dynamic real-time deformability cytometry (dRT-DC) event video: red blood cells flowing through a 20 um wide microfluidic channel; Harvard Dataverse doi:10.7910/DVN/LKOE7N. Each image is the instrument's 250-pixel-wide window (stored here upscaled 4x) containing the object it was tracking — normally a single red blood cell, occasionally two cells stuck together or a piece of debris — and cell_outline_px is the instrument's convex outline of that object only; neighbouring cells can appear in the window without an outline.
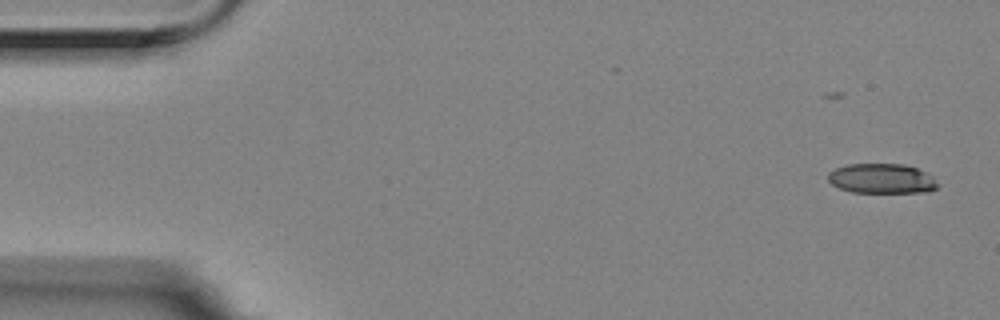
{"species": "Egyptian fruit bat (a non-hibernating species)", "species_latin": "Rousettus aegyptiacus", "temperature_condition": "room temperature", "stored_images_in_passage": 5, "camera_frame_rate_fps": 3000, "um_per_image_px": 0.085, "animal": {"sex": "female"}, "frame": {"image": 1, "passage_image": 2, "time_ms": 0.333, "image_size_px": [1000, 320], "cell_outline_px": [[940, 184], [936, 188], [928, 192], [852, 192], [840, 188], [832, 184], [828, 180], [828, 172], [836, 168], [848, 164], [904, 164], [916, 168], [932, 176]], "centroid_in_image_um": [74.96, 15.18], "position_along_channel_um": 10.0, "area_um2": 19.02}}